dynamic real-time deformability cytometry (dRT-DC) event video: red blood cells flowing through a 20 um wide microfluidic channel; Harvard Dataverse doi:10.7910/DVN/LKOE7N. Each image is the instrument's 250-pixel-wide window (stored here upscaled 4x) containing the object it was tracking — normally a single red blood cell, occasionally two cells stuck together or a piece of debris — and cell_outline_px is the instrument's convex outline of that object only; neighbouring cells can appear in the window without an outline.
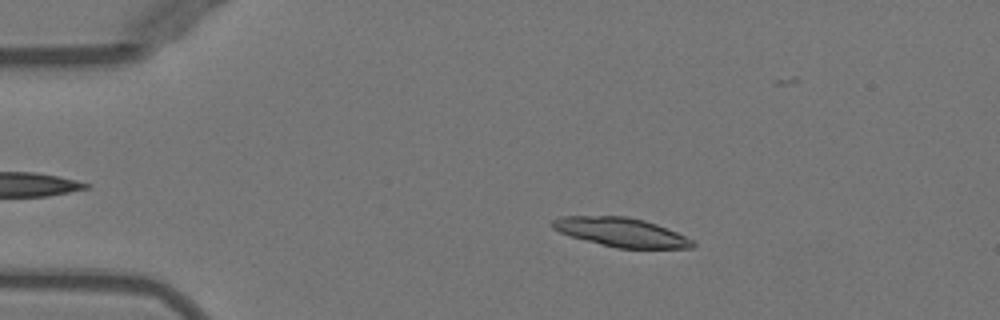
{"species": "Egyptian fruit bat (a non-hibernating species)", "species_latin": "Rousettus aegyptiacus", "temperature_condition": "warm", "stored_images_in_passage": 51, "camera_frame_rate_fps": 3000, "um_per_image_px": 0.085, "animal": {"sex": "female"}, "frame": {"image": 1, "passage_image": 9, "time_ms": 2.667, "image_size_px": [1000, 320], "cell_outline_px": [[696, 244], [692, 248], [616, 248], [572, 236], [560, 232], [552, 228], [552, 220], [560, 216], [624, 216], [644, 220], [656, 224], [676, 232], [692, 240]], "centroid_in_image_um": [52.79, 19.73], "position_along_channel_um": 32.2, "area_um2": 23.35}}
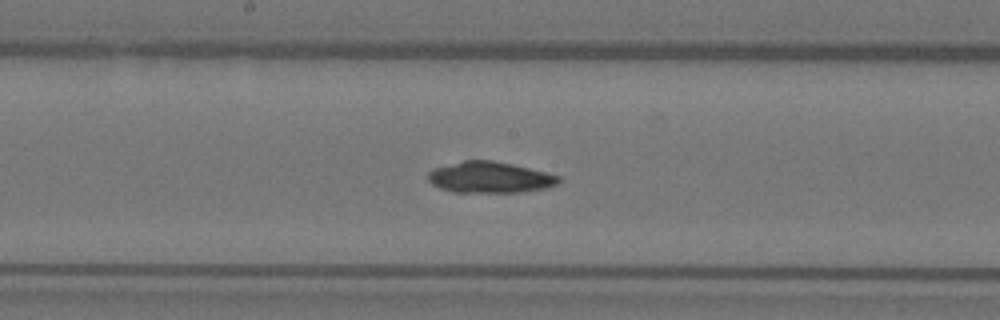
{"frame": {"image": 2, "passage_image": 26, "time_ms": 8.333, "image_size_px": [1000, 320], "cell_outline_px": [[560, 184], [548, 188], [520, 192], [452, 192], [440, 188], [432, 184], [428, 180], [428, 172], [432, 168], [464, 160], [492, 160], [512, 164], [548, 172], [560, 176]], "centroid_in_image_um": [41.66, 15.07], "position_along_channel_um": 206.5, "area_um2": 23.99}}
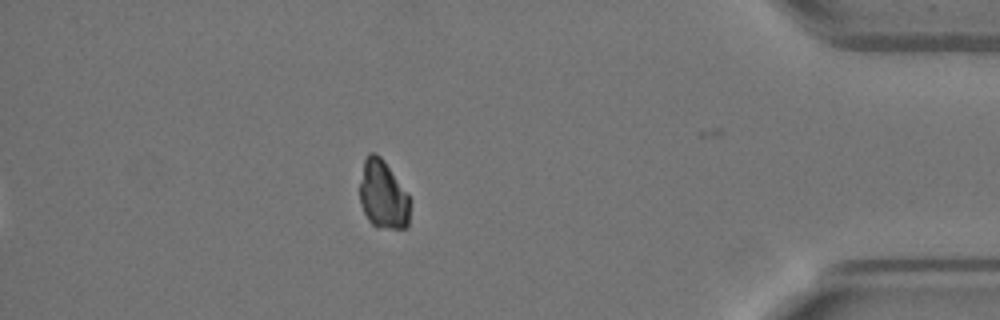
{"frame": {"image": 3, "passage_image": 44, "time_ms": 14.333, "image_size_px": [1000, 320], "cell_outline_px": [[408, 224], [404, 228], [392, 228], [372, 224], [368, 220], [360, 204], [360, 184], [364, 160], [368, 152], [376, 152], [384, 160], [408, 196]], "centroid_in_image_um": [32.51, 16.52], "position_along_channel_um": 402.7, "area_um2": 19.48}, "authors_computed_cell_mechanics": {"area_um2": 23.5246, "velocity_mm_per_s": 3.9619, "shape_relaxation_time_tau1_ms": 10.6315, "shape_relaxation_time_tau2_ms": null, "deformation_change_tau1": 0.3069, "deformation_change_tau2": null}}